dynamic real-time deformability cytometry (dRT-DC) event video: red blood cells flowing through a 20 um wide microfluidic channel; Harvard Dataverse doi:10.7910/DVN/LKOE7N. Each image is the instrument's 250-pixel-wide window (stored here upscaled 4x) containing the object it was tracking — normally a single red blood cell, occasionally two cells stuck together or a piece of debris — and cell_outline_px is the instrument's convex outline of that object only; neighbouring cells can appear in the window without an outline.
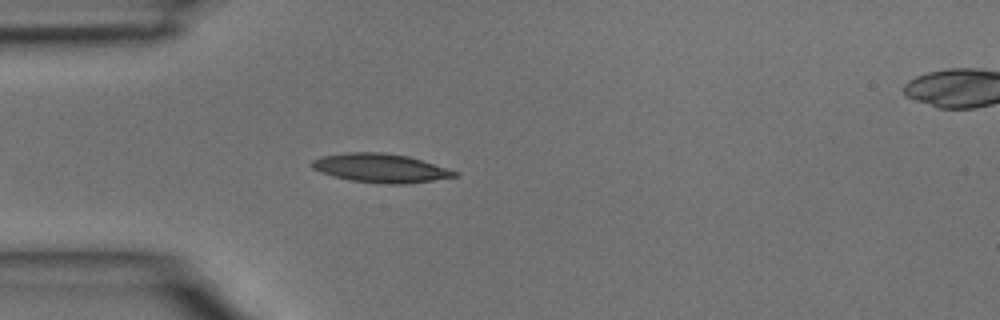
{"species": "common noctule bat (a hibernating species)", "species_latin": "Nyctalus noctula", "temperature_condition": "room temperature", "stored_images_in_passage": 4, "segment_of_instrument_passage": [1, 2], "camera_frame_rate_fps": 3000, "um_per_image_px": 0.085, "animal": {"sex": "male", "body_mass_g": 15.6}, "frame": {"image": 1, "passage_image": 3, "time_ms": 0.667, "image_size_px": [1000, 320], "cell_outline_px": [[460, 176], [404, 184], [388, 184], [348, 180], [332, 176], [320, 172], [312, 168], [312, 160], [320, 156], [344, 152], [380, 152], [408, 156], [460, 172]], "centroid_in_image_um": [32.33, 14.28], "position_along_channel_um": 52.7, "area_um2": 24.04}}